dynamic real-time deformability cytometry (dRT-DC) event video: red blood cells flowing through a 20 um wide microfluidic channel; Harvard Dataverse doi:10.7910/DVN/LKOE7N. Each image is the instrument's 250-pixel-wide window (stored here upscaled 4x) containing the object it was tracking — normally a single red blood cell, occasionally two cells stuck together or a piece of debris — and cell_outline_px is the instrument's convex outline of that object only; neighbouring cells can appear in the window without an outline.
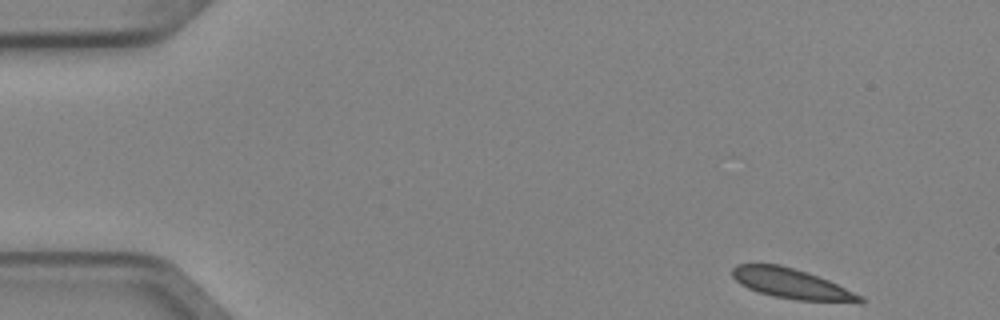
{"species": "Egyptian fruit bat (a non-hibernating species)", "species_latin": "Rousettus aegyptiacus", "temperature_condition": "cold", "stored_images_in_passage": 3, "camera_frame_rate_fps": 3000, "um_per_image_px": 0.085, "animal": {"sex": "female"}, "frame": {"image": 1, "passage_image": 1, "time_ms": 0.0, "image_size_px": [1000, 320], "cell_outline_px": [[864, 300], [860, 304], [796, 300], [772, 296], [748, 288], [740, 284], [732, 276], [732, 268], [736, 264], [780, 264], [808, 272], [828, 280], [864, 296]], "centroid_in_image_um": [67.36, 24.14], "position_along_channel_um": 17.6, "area_um2": 22.77}}